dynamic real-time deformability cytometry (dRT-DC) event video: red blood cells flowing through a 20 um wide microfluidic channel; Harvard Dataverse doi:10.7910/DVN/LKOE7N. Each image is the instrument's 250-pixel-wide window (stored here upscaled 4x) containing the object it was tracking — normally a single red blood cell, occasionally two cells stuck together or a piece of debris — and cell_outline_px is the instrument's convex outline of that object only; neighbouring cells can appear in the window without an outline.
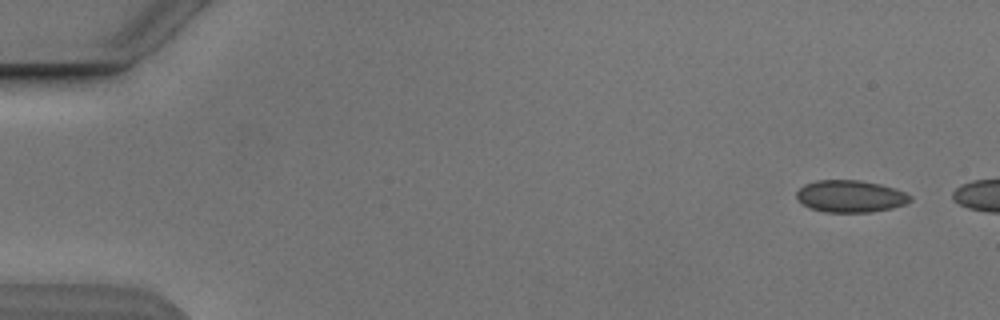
{"species": "Egyptian fruit bat (a non-hibernating species)", "species_latin": "Rousettus aegyptiacus", "temperature_condition": "cold", "stored_images_in_passage": 3, "camera_frame_rate_fps": 3000, "um_per_image_px": 0.085, "animal": {"sex": "male"}, "frame": {"image": 1, "passage_image": 1, "time_ms": 0.0, "image_size_px": [1000, 320], "cell_outline_px": [[912, 200], [904, 204], [892, 208], [872, 212], [824, 212], [808, 208], [800, 204], [796, 200], [796, 192], [804, 184], [816, 180], [860, 180], [880, 184], [896, 188], [912, 196]], "centroid_in_image_um": [72.24, 16.69], "position_along_channel_um": 12.8, "area_um2": 21.56}}